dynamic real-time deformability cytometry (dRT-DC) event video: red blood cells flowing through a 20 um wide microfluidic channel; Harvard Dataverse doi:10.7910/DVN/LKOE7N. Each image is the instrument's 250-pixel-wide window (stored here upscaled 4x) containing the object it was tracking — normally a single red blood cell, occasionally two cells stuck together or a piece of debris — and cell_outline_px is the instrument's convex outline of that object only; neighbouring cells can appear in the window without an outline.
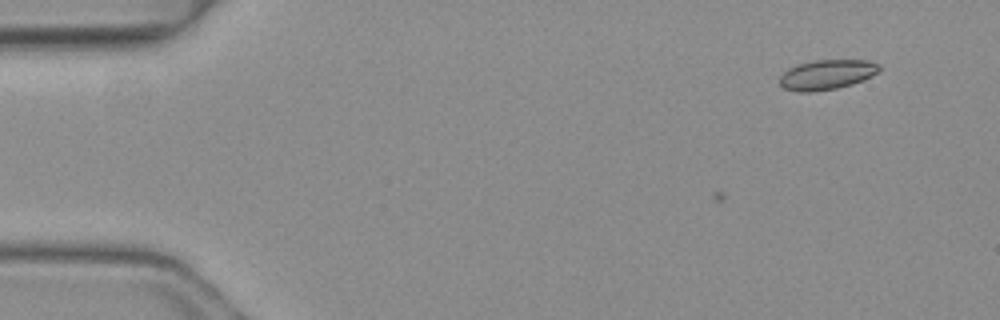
{"species": "common noctule bat (a hibernating species)", "species_latin": "Nyctalus noctula", "temperature_condition": "warm", "stored_images_in_passage": 7, "camera_frame_rate_fps": 3000, "um_per_image_px": 0.085, "animal": {"sex": "female", "body_mass_g": 19.3, "forearm_length_mm": 54.1}, "frame": {"image": 1, "passage_image": 2, "time_ms": 0.333, "image_size_px": [1000, 320], "cell_outline_px": [[880, 68], [876, 72], [864, 80], [852, 84], [836, 88], [812, 92], [800, 92], [784, 88], [780, 84], [780, 76], [788, 68], [796, 64], [812, 60], [868, 60], [880, 64]], "centroid_in_image_um": [70.26, 6.33], "position_along_channel_um": 14.7, "area_um2": 17.34}}
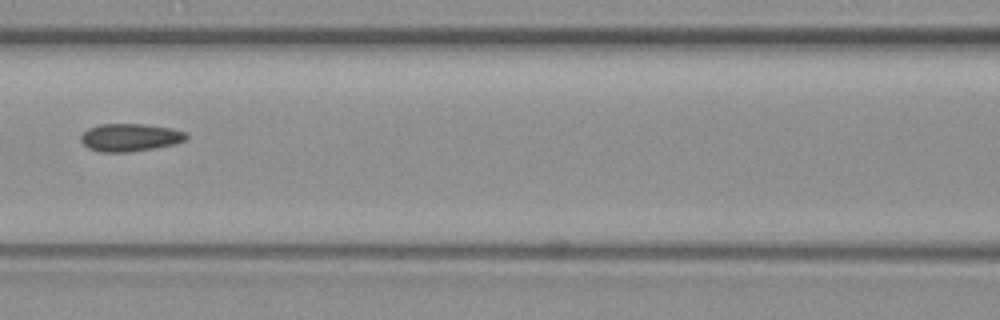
{"frame": {"image": 2, "passage_image": 7, "time_ms": 2.0, "image_size_px": [1000, 320], "cell_outline_px": [[188, 136], [184, 140], [172, 144], [132, 152], [100, 152], [88, 148], [80, 140], [80, 136], [88, 128], [100, 124], [144, 124], [172, 128], [184, 132]], "centroid_in_image_um": [11.01, 11.68], "position_along_channel_um": 155.6, "area_um2": 16.94}}